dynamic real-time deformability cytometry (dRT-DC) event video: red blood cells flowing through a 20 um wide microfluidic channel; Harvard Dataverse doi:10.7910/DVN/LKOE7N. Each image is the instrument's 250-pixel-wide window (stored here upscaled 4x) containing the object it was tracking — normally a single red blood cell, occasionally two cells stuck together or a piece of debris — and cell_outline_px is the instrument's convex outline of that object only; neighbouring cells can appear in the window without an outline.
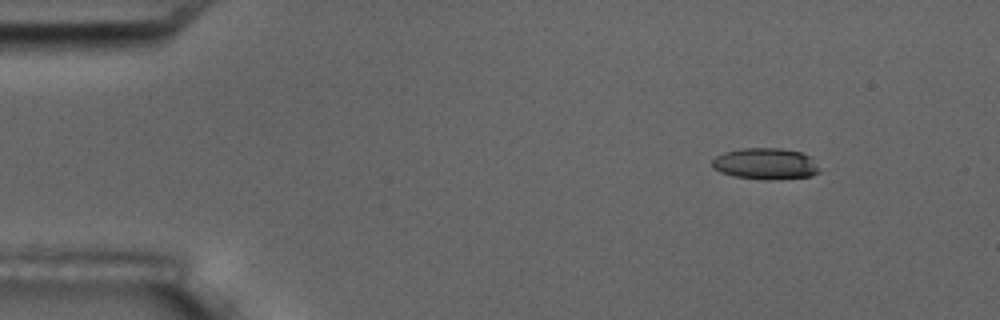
{"species": "common noctule bat (a hibernating species)", "species_latin": "Nyctalus noctula", "temperature_condition": "room temperature", "stored_images_in_passage": 4, "camera_frame_rate_fps": 3000, "um_per_image_px": 0.085, "animal": {"sex": "male", "body_mass_g": 17.5, "forearm_length_mm": 52.3}, "frame": {"image": 1, "passage_image": 1, "time_ms": 0.0, "image_size_px": [1000, 320], "cell_outline_px": [[820, 172], [812, 176], [772, 180], [768, 180], [732, 176], [720, 172], [712, 168], [712, 160], [716, 156], [724, 152], [740, 148], [780, 148], [800, 152], [812, 156], [820, 168]], "centroid_in_image_um": [65.09, 13.92], "position_along_channel_um": 19.9, "area_um2": 19.94}}
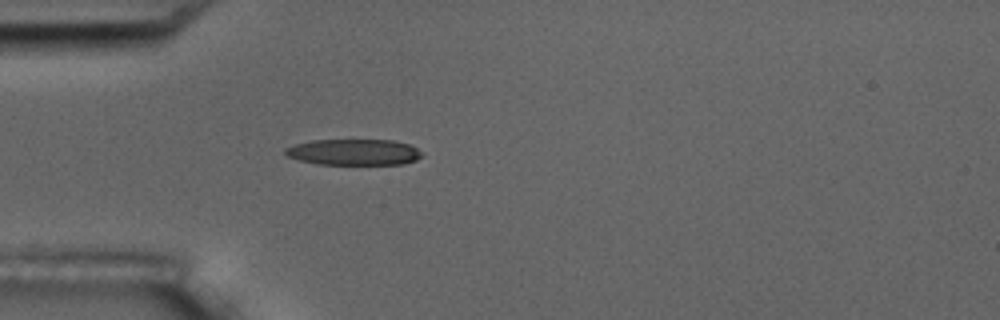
{"frame": {"image": 2, "passage_image": 4, "time_ms": 3.333, "image_size_px": [1000, 320], "cell_outline_px": [[424, 156], [416, 160], [404, 164], [320, 164], [300, 160], [288, 156], [284, 152], [284, 148], [292, 144], [312, 140], [392, 140], [408, 144], [424, 152]], "centroid_in_image_um": [30.09, 12.92], "position_along_channel_um": 54.9, "area_um2": 20.87}}